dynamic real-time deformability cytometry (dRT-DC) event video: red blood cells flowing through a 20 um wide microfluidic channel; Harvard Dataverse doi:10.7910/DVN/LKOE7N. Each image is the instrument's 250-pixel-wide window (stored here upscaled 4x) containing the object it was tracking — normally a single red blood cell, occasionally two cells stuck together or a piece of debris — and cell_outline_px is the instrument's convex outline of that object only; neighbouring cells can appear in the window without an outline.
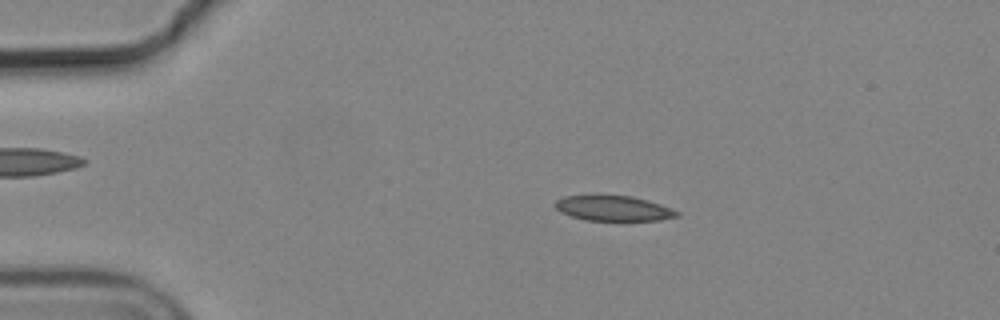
{"species": "common noctule bat (a hibernating species)", "species_latin": "Nyctalus noctula", "temperature_condition": "cold", "stored_images_in_passage": 5, "camera_frame_rate_fps": 3000, "um_per_image_px": 0.085, "animal": {"sex": "male", "body_mass_g": 19.2, "forearm_length_mm": 51.8}, "frame": {"image": 1, "passage_image": 2, "time_ms": 0.333, "image_size_px": [1000, 320], "cell_outline_px": [[680, 216], [660, 220], [584, 220], [560, 212], [552, 204], [556, 200], [564, 196], [596, 192], [600, 192], [632, 196], [660, 204], [672, 208], [680, 212]], "centroid_in_image_um": [52.07, 17.65], "position_along_channel_um": 32.9, "area_um2": 18.79}}
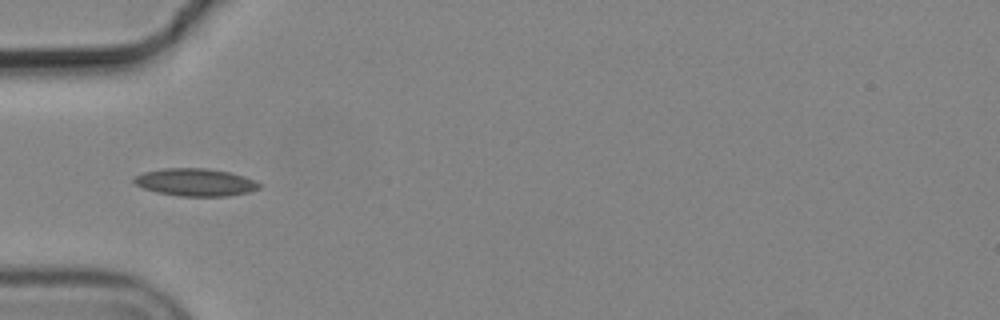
{"frame": {"image": 2, "passage_image": 4, "time_ms": 1.0, "image_size_px": [1000, 320], "cell_outline_px": [[260, 188], [248, 192], [228, 196], [180, 196], [156, 192], [144, 188], [136, 184], [132, 180], [136, 176], [144, 172], [164, 168], [208, 168], [228, 172], [244, 176], [256, 180], [260, 184]], "centroid_in_image_um": [16.63, 15.49], "position_along_channel_um": 68.4, "area_um2": 20.06}}
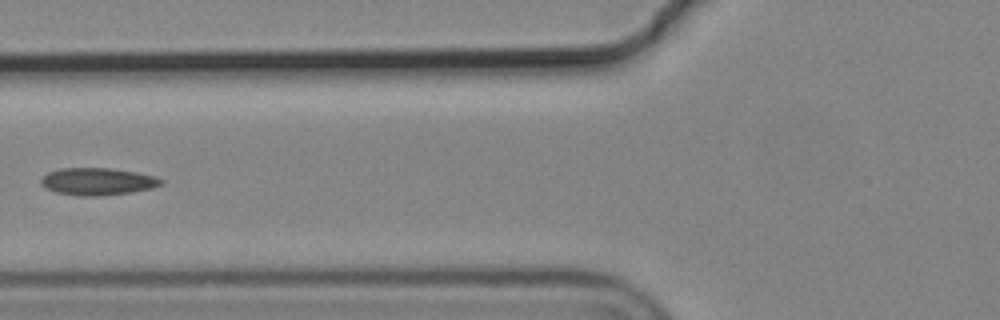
{"frame": {"image": 3, "passage_image": 5, "time_ms": 1.333, "image_size_px": [1000, 320], "cell_outline_px": [[164, 184], [152, 188], [128, 192], [96, 196], [80, 196], [56, 192], [40, 184], [40, 180], [48, 172], [60, 168], [112, 168], [136, 172], [152, 176], [164, 180]], "centroid_in_image_um": [8.29, 15.42], "position_along_channel_um": 117.5, "area_um2": 18.9}}